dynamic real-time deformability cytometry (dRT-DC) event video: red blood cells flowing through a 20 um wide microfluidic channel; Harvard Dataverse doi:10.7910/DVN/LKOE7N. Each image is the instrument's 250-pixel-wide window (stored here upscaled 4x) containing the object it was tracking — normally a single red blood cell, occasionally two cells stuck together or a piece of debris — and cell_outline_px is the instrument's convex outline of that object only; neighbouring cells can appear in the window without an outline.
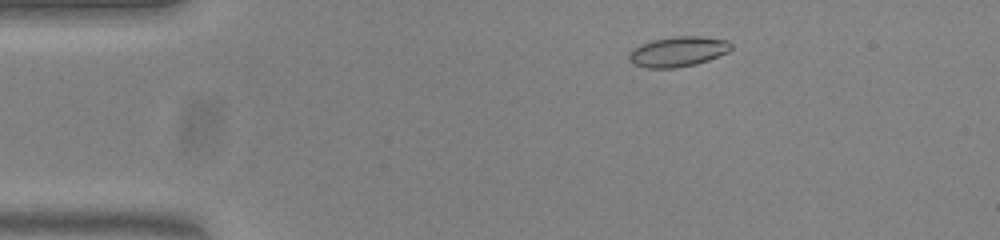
{"species": "common noctule bat (a hibernating species)", "species_latin": "Nyctalus noctula", "temperature_condition": "warm", "stored_images_in_passage": 50, "camera_frame_rate_fps": 3000, "um_per_image_px": 0.085, "animal": {"sex": "female", "body_mass_g": 23.0, "forearm_length_mm": 53.4}, "frame": {"image": 1, "passage_image": 6, "time_ms": 1.667, "image_size_px": [1000, 240], "cell_outline_px": [[732, 48], [728, 52], [708, 60], [696, 64], [672, 68], [648, 68], [632, 64], [628, 60], [628, 52], [632, 48], [640, 44], [652, 40], [676, 36], [700, 36], [728, 40], [732, 44]], "centroid_in_image_um": [57.6, 4.38], "position_along_channel_um": 27.4, "area_um2": 18.09}}
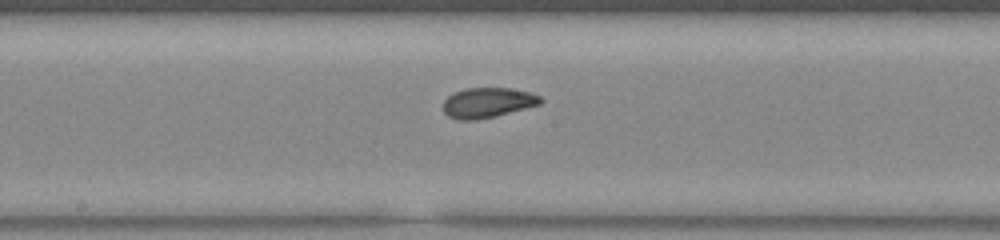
{"frame": {"image": 2, "passage_image": 25, "time_ms": 8.0, "image_size_px": [1000, 240], "cell_outline_px": [[544, 100], [540, 104], [496, 116], [472, 120], [460, 120], [448, 116], [444, 112], [444, 100], [448, 96], [464, 88], [512, 88], [528, 92], [540, 96]], "centroid_in_image_um": [41.46, 8.72], "position_along_channel_um": 206.7, "area_um2": 16.94}}
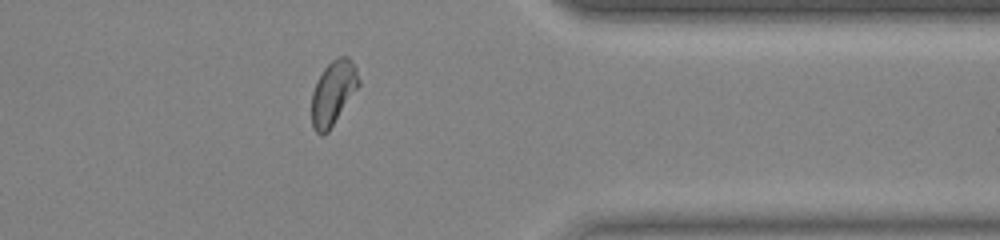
{"frame": {"image": 3, "passage_image": 40, "time_ms": 13.0, "image_size_px": [1000, 240], "cell_outline_px": [[360, 84], [328, 132], [324, 136], [320, 136], [312, 128], [312, 92], [324, 68], [336, 56], [348, 56], [356, 68], [360, 80]], "centroid_in_image_um": [28.32, 7.9], "position_along_channel_um": 383.1, "area_um2": 17.51}, "authors_computed_cell_mechanics": {"area_um2": 17.4556, "velocity_mm_per_s": 3.8024, "shape_relaxation_time_tau1_ms": 5.5044, "shape_relaxation_time_tau2_ms": 1.1367, "deformation_change_tau1": 0.1703, "deformation_change_tau2": 0.0556}}